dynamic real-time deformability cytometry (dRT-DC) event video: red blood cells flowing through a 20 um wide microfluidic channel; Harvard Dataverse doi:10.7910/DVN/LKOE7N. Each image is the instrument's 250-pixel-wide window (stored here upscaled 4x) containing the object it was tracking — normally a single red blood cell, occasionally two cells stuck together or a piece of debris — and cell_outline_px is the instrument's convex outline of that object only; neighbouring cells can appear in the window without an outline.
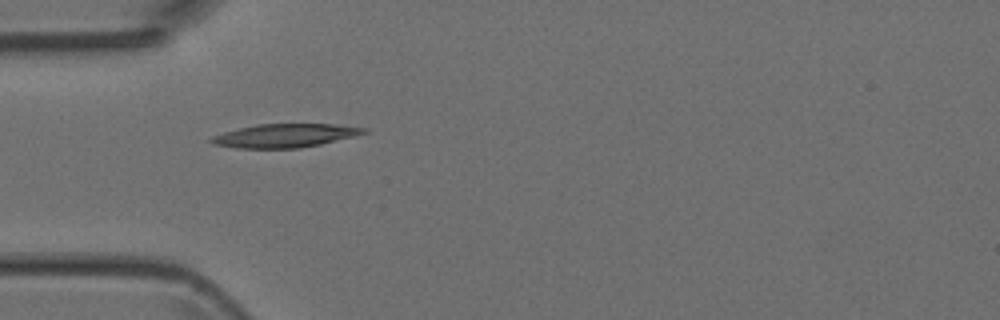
{"species": "Egyptian fruit bat (a non-hibernating species)", "species_latin": "Rousettus aegyptiacus", "temperature_condition": "room temperature", "stored_images_in_passage": 6, "camera_frame_rate_fps": 3000, "um_per_image_px": 0.085, "animal": {"sex": "female"}, "frame": {"image": 1, "passage_image": 4, "time_ms": 4.0, "image_size_px": [1000, 320], "cell_outline_px": [[368, 132], [356, 136], [320, 144], [300, 148], [236, 148], [212, 144], [208, 140], [212, 136], [224, 132], [256, 124], [336, 124], [368, 128]], "centroid_in_image_um": [24.23, 11.52], "position_along_channel_um": 60.8, "area_um2": 20.98}}
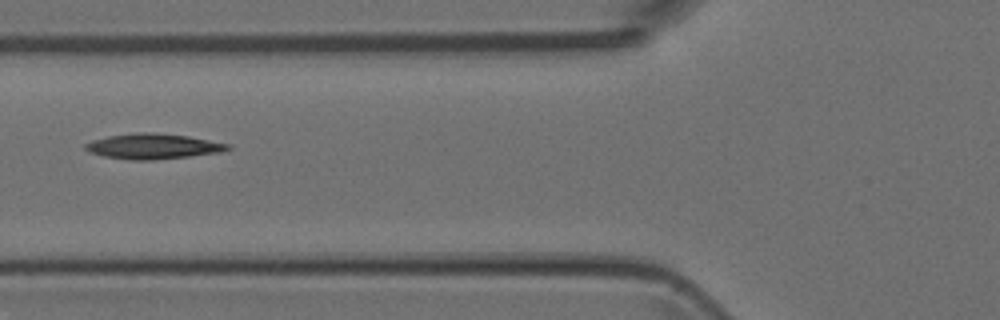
{"frame": {"image": 2, "passage_image": 5, "time_ms": 5.333, "image_size_px": [1000, 320], "cell_outline_px": [[232, 148], [220, 152], [188, 156], [152, 160], [128, 160], [104, 156], [88, 152], [84, 148], [84, 144], [92, 140], [108, 136], [140, 132], [148, 132], [188, 136], [232, 144]], "centroid_in_image_um": [13.0, 12.44], "position_along_channel_um": 112.8, "area_um2": 20.98}}
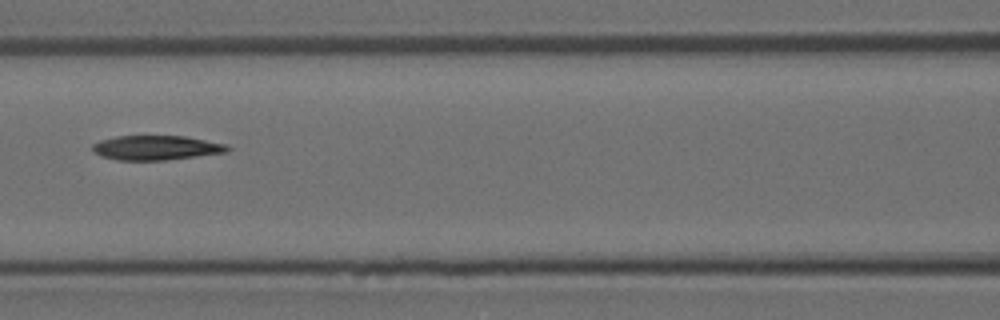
{"frame": {"image": 3, "passage_image": 6, "time_ms": 6.333, "image_size_px": [1000, 320], "cell_outline_px": [[232, 148], [228, 152], [164, 160], [116, 160], [100, 156], [92, 148], [92, 144], [100, 140], [116, 136], [184, 136], [228, 144]], "centroid_in_image_um": [13.3, 12.55], "position_along_channel_um": 153.3, "area_um2": 19.31}}